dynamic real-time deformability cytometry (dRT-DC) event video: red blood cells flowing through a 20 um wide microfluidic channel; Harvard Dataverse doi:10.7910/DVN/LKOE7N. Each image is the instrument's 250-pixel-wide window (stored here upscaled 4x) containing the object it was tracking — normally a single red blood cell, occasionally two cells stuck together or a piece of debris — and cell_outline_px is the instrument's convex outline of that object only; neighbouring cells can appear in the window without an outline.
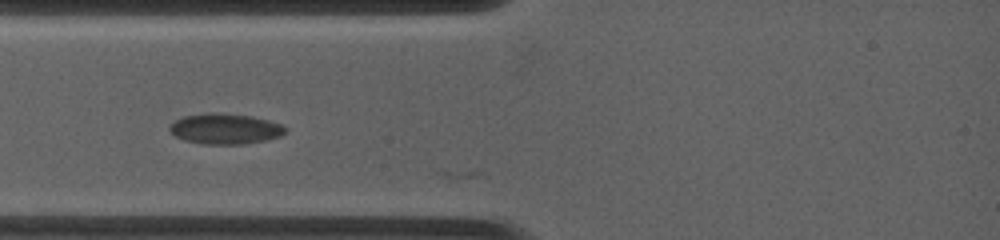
{"species": "common noctule bat (a hibernating species)", "species_latin": "Nyctalus noctula", "temperature_condition": "warm", "stored_images_in_passage": 5, "camera_frame_rate_fps": 4500, "um_per_image_px": 0.085, "animal": {"sex": "female", "body_mass_g": 19.0, "forearm_length_mm": 53.3}, "frame": {"image": 1, "passage_image": 4, "time_ms": 0.444, "image_size_px": [1000, 240], "cell_outline_px": [[288, 128], [280, 136], [268, 140], [244, 144], [204, 144], [184, 140], [176, 136], [168, 128], [176, 120], [184, 116], [204, 112], [216, 112], [252, 116], [268, 120], [280, 124]], "centroid_in_image_um": [19.15, 10.94], "position_along_channel_um": 65.8, "area_um2": 20.63}}